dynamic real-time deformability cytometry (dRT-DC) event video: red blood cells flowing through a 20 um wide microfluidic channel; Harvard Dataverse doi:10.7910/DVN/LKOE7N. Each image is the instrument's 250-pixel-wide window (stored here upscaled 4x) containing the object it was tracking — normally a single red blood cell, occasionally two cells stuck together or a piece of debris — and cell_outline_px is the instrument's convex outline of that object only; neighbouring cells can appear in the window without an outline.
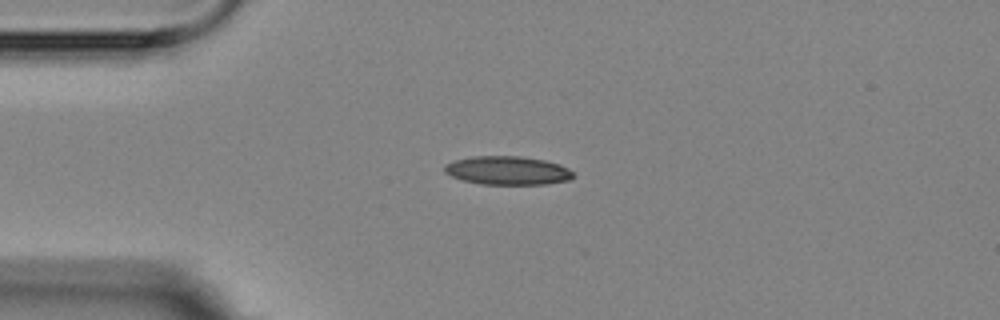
{"species": "Egyptian fruit bat (a non-hibernating species)", "species_latin": "Rousettus aegyptiacus", "temperature_condition": "room temperature", "stored_images_in_passage": 2, "camera_frame_rate_fps": 3000, "um_per_image_px": 0.085, "animal": {"sex": "female"}, "frame": {"image": 1, "passage_image": 1, "time_ms": 0.0, "image_size_px": [1000, 320], "cell_outline_px": [[576, 176], [568, 180], [548, 184], [480, 184], [464, 180], [452, 176], [444, 172], [444, 164], [456, 160], [472, 156], [520, 156], [544, 160], [560, 164], [568, 168]], "centroid_in_image_um": [43.16, 14.49], "position_along_channel_um": 41.8, "area_um2": 21.44}}